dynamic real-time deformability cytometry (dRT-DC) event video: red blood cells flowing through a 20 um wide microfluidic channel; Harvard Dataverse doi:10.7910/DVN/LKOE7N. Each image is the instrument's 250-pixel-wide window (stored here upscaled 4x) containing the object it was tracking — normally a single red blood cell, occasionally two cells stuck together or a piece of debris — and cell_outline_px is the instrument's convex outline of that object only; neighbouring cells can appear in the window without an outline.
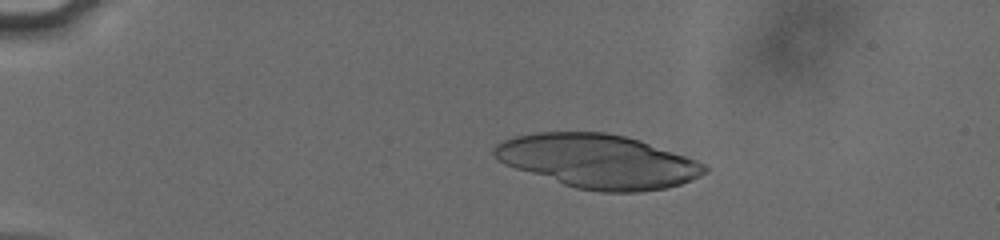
{"species": "human", "species_latin": "Homo sapiens", "temperature_condition": "cold", "stored_images_in_passage": 39, "camera_frame_rate_fps": 3000, "um_per_image_px": 0.085, "donor": {"sex": "male"}, "frame": {"image": 1, "passage_image": 12, "time_ms": 3.667, "image_size_px": [1000, 240], "cell_outline_px": [[708, 168], [700, 176], [680, 184], [664, 188], [640, 192], [600, 192], [576, 188], [504, 164], [492, 152], [492, 148], [496, 144], [504, 140], [516, 136], [536, 132], [604, 132], [624, 136], [640, 140], [696, 160], [704, 164]], "centroid_in_image_um": [50.82, 13.7], "position_along_channel_um": 34.2, "area_um2": 65.31}}
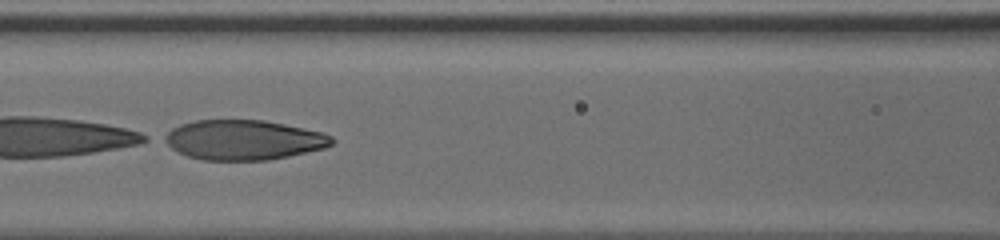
{"frame": {"image": 2, "passage_image": 27, "time_ms": 8.667, "image_size_px": [1000, 240], "cell_outline_px": [[336, 140], [332, 144], [324, 148], [288, 156], [268, 160], [200, 160], [188, 156], [172, 148], [160, 140], [160, 136], [172, 128], [180, 124], [196, 120], [264, 120], [284, 124], [320, 132], [332, 136]], "centroid_in_image_um": [20.65, 11.89], "position_along_channel_um": 146.0, "area_um2": 38.96}}
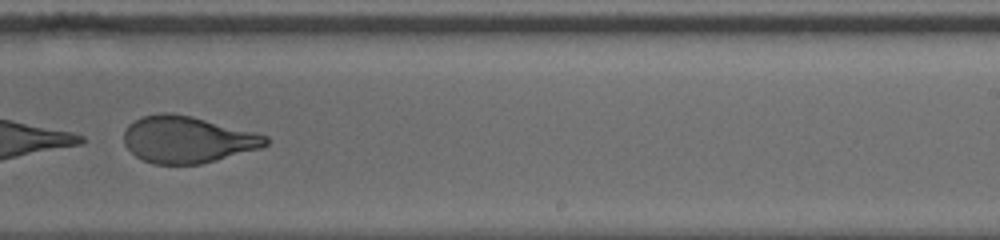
{"frame": {"image": 3, "passage_image": 37, "time_ms": 12.0, "image_size_px": [1000, 240], "cell_outline_px": [[268, 144], [260, 148], [216, 160], [200, 164], [152, 164], [136, 156], [124, 144], [124, 132], [128, 124], [144, 116], [160, 112], [168, 112], [192, 116], [256, 132], [268, 136]], "centroid_in_image_um": [15.93, 11.85], "position_along_channel_um": 273.1, "area_um2": 38.55}}